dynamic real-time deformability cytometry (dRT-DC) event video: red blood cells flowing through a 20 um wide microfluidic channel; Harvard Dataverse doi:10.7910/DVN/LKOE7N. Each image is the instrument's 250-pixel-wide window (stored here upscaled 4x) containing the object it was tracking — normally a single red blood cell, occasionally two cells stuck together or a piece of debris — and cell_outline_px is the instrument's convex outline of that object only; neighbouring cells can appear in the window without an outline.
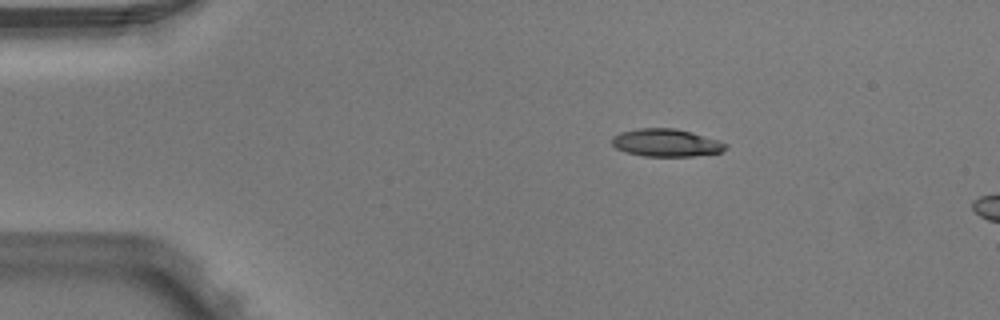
{"species": "Egyptian fruit bat (a non-hibernating species)", "species_latin": "Rousettus aegyptiacus", "temperature_condition": "warm", "stored_images_in_passage": 4, "camera_frame_rate_fps": 3000, "um_per_image_px": 0.085, "animal": {"sex": "male"}, "frame": {"image": 1, "passage_image": 2, "time_ms": 0.333, "image_size_px": [1000, 320], "cell_outline_px": [[728, 148], [720, 152], [692, 156], [644, 156], [624, 152], [616, 148], [612, 144], [612, 136], [620, 132], [640, 128], [676, 128], [692, 132], [720, 140], [728, 144]], "centroid_in_image_um": [56.63, 12.13], "position_along_channel_um": 28.4, "area_um2": 18.5}}